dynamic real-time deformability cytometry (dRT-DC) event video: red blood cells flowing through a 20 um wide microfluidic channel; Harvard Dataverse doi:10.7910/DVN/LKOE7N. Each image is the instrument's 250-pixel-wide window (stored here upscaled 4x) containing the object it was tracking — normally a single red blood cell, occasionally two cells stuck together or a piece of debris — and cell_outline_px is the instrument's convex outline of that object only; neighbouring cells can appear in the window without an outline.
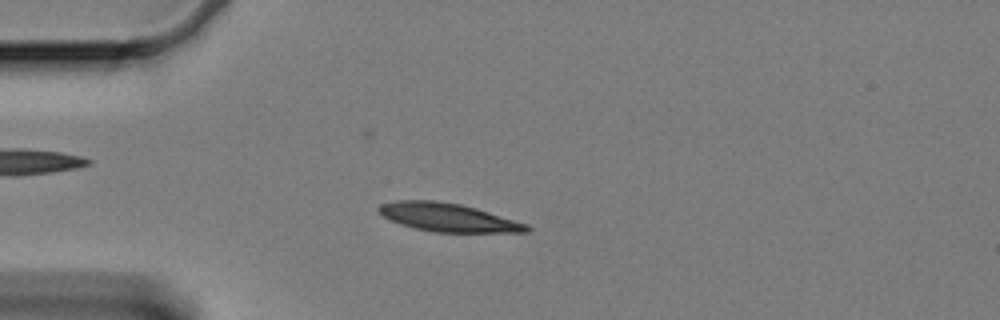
{"species": "Egyptian fruit bat (a non-hibernating species)", "species_latin": "Rousettus aegyptiacus", "temperature_condition": "cold", "stored_images_in_passage": 60, "camera_frame_rate_fps": 3000, "um_per_image_px": 0.085, "animal": {"sex": "female"}, "frame": {"image": 1, "passage_image": 15, "time_ms": 4.667, "image_size_px": [1000, 320], "cell_outline_px": [[532, 228], [528, 232], [432, 232], [400, 224], [384, 216], [376, 208], [380, 204], [396, 200], [436, 200], [460, 204], [476, 208], [528, 224]], "centroid_in_image_um": [38.09, 18.47], "position_along_channel_um": 46.9, "area_um2": 24.33}}
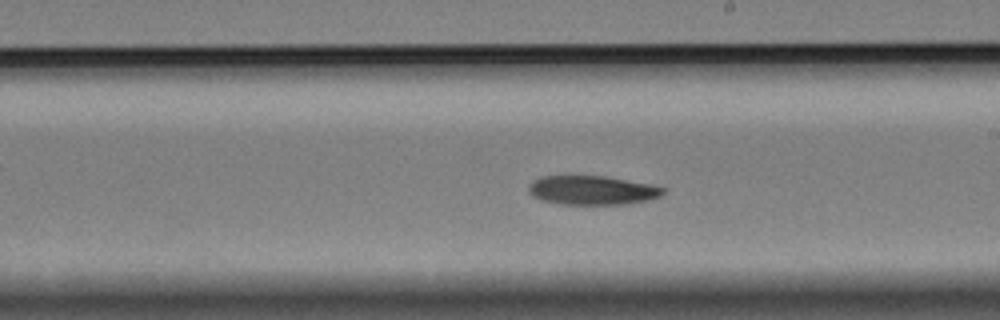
{"frame": {"image": 2, "passage_image": 34, "time_ms": 11.0, "image_size_px": [1000, 320], "cell_outline_px": [[664, 192], [660, 196], [648, 200], [628, 204], [560, 204], [540, 200], [532, 196], [528, 192], [528, 188], [532, 180], [540, 176], [604, 176], [648, 184], [664, 188]], "centroid_in_image_um": [50.27, 16.17], "position_along_channel_um": 238.7, "area_um2": 22.72}}
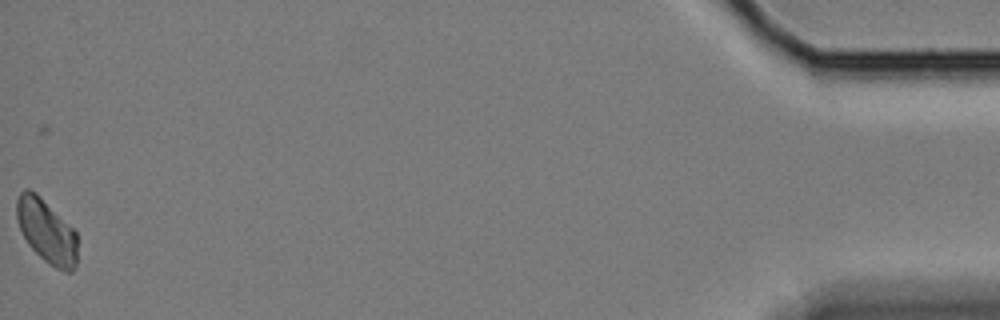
{"frame": {"image": 3, "passage_image": 60, "time_ms": 19.667, "image_size_px": [1000, 320], "cell_outline_px": [[76, 268], [72, 272], [68, 272], [56, 268], [44, 260], [28, 244], [20, 228], [16, 216], [16, 200], [20, 192], [24, 188], [28, 188], [36, 192], [76, 232]], "centroid_in_image_um": [3.94, 19.64], "position_along_channel_um": 431.3, "area_um2": 22.31}, "authors_computed_cell_mechanics": {"area_um2": 23.4957, "velocity_mm_per_s": 3.2894, "shape_relaxation_time_tau1_ms": 5.5637, "shape_relaxation_time_tau2_ms": null, "deformation_change_tau1": 0.1113, "deformation_change_tau2": null}}